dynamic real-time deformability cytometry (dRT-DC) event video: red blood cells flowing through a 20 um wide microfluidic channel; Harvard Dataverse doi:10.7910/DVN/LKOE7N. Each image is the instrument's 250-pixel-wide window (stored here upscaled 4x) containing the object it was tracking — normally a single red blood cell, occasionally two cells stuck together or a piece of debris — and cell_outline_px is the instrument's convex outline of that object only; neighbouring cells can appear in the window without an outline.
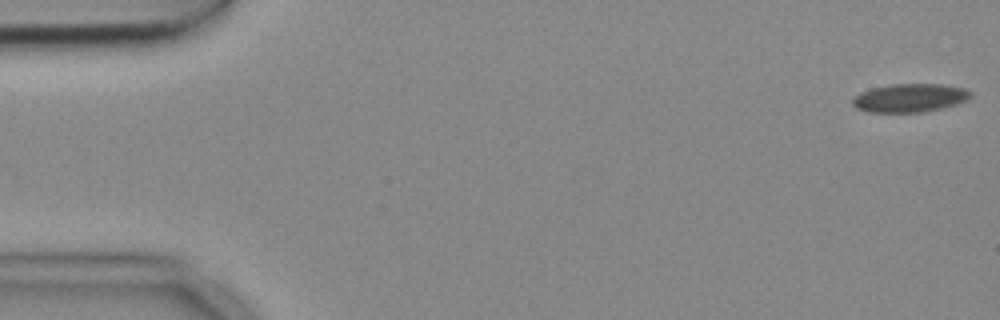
{"species": "common noctule bat (a hibernating species)", "species_latin": "Nyctalus noctula", "temperature_condition": "cold", "stored_images_in_passage": 5, "camera_frame_rate_fps": 3000, "um_per_image_px": 0.085, "animal": {"sex": "female", "body_mass_g": 18.4}, "frame": {"image": 1, "passage_image": 1, "time_ms": 0.0, "image_size_px": [1000, 320], "cell_outline_px": [[972, 96], [968, 100], [956, 104], [940, 108], [920, 112], [868, 112], [856, 108], [852, 104], [852, 100], [860, 92], [872, 88], [892, 84], [940, 84], [964, 88], [972, 92]], "centroid_in_image_um": [77.34, 8.32], "position_along_channel_um": 7.7, "area_um2": 19.48}}
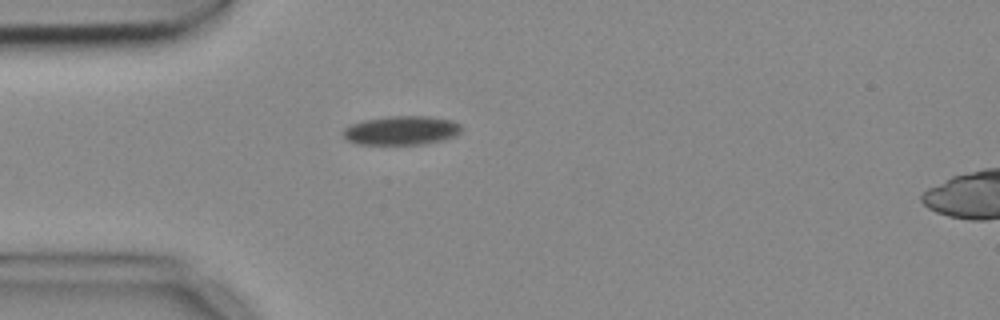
{"frame": {"image": 2, "passage_image": 5, "time_ms": 1.333, "image_size_px": [1000, 320], "cell_outline_px": [[464, 128], [456, 136], [444, 140], [420, 144], [360, 144], [348, 140], [344, 136], [344, 128], [352, 124], [364, 120], [388, 116], [432, 116], [452, 120], [460, 124]], "centroid_in_image_um": [34.19, 11.07], "position_along_channel_um": 50.8, "area_um2": 20.0}}